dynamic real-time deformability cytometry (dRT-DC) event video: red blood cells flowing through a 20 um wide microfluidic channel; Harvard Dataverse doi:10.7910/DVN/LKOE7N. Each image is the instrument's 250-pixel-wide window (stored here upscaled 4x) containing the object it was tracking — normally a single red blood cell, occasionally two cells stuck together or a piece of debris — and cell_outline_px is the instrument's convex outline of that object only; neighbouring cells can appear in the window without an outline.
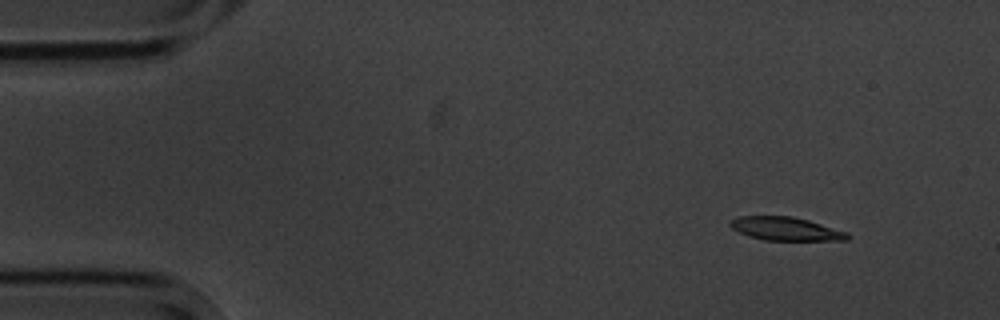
{"species": "common noctule bat (a hibernating species)", "species_latin": "Nyctalus noctula", "temperature_condition": "cold", "stored_images_in_passage": 4, "camera_frame_rate_fps": 3000, "um_per_image_px": 0.085, "animal": {"sex": "male", "body_mass_g": 20.1, "forearm_length_mm": 53.5}, "frame": {"image": 1, "passage_image": 1, "time_ms": 0.0, "image_size_px": [1000, 320], "cell_outline_px": [[852, 236], [848, 240], [764, 240], [748, 236], [732, 228], [728, 224], [728, 220], [736, 216], [792, 216], [808, 220], [848, 232]], "centroid_in_image_um": [66.77, 19.44], "position_along_channel_um": 18.2, "area_um2": 16.13}}
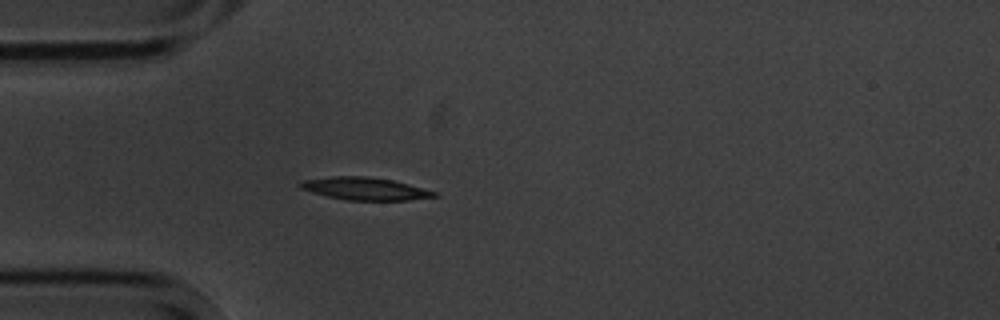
{"frame": {"image": 2, "passage_image": 4, "time_ms": 3.333, "image_size_px": [1000, 320], "cell_outline_px": [[440, 196], [408, 200], [348, 200], [328, 196], [312, 192], [300, 188], [296, 184], [300, 180], [332, 176], [364, 176], [392, 180], [408, 184], [436, 192]], "centroid_in_image_um": [30.97, 16.03], "position_along_channel_um": 54.0, "area_um2": 17.57}}